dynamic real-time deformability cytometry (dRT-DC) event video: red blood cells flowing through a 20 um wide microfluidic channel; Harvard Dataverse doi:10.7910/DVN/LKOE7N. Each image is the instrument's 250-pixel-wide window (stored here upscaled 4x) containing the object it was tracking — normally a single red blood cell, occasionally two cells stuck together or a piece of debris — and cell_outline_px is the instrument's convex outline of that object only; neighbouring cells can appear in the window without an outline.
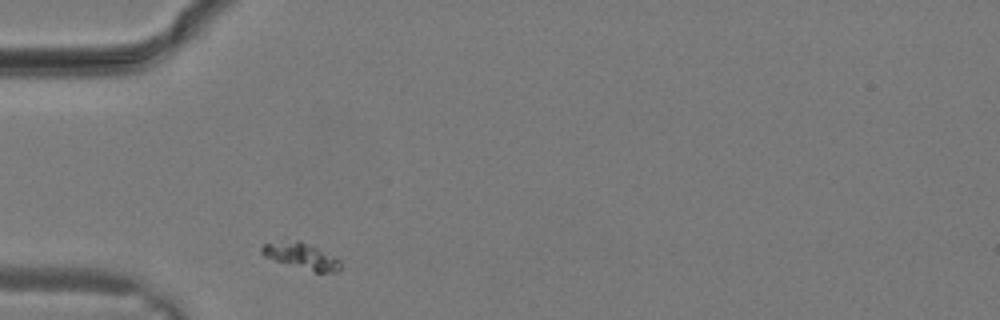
{"species": "common noctule bat (a hibernating species)", "species_latin": "Nyctalus noctula", "temperature_condition": "warm", "stored_images_in_passage": 18, "camera_frame_rate_fps": 3000, "um_per_image_px": 0.085, "animal": {"sex": "male", "body_mass_g": 19.2, "forearm_length_mm": 51.8}, "frame": {"image": 1, "passage_image": 1, "time_ms": 0.0, "image_size_px": [1000, 320], "cell_outline_px": [[340, 268], [336, 272], [316, 272], [276, 260], [264, 256], [260, 252], [260, 248], [264, 244], [296, 240], [300, 240], [340, 260]], "centroid_in_image_um": [25.6, 21.76], "position_along_channel_um": 59.4, "area_um2": 11.44}}
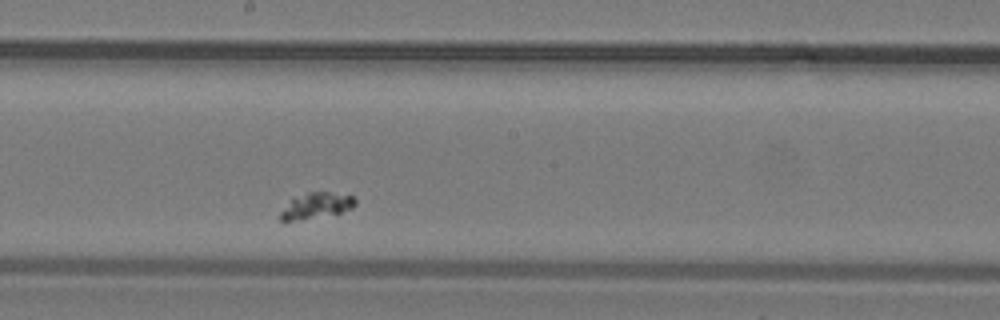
{"frame": {"image": 2, "passage_image": 9, "time_ms": 2.667, "image_size_px": [1000, 320], "cell_outline_px": [[356, 204], [352, 208], [340, 212], [284, 224], [280, 220], [280, 212], [292, 196], [308, 192], [328, 192], [352, 196], [356, 200]], "centroid_in_image_um": [26.77, 17.5], "position_along_channel_um": 221.4, "area_um2": 11.56}}
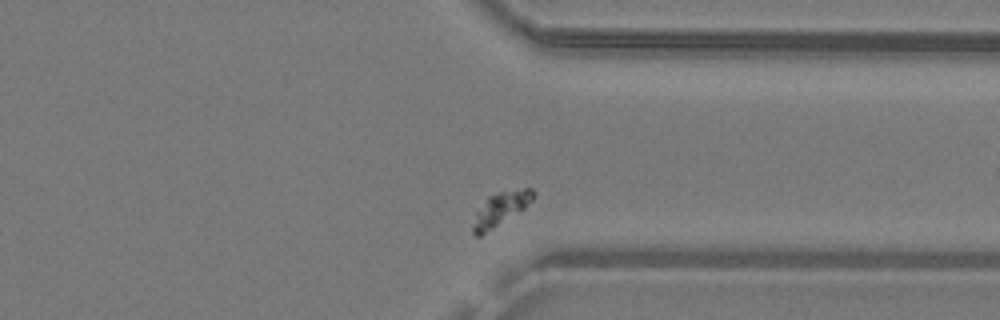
{"frame": {"image": 3, "passage_image": 16, "time_ms": 5.0, "image_size_px": [1000, 320], "cell_outline_px": [[536, 196], [524, 208], [480, 236], [476, 236], [472, 232], [472, 228], [476, 212], [488, 196], [496, 192], [524, 188], [532, 188], [536, 192]], "centroid_in_image_um": [42.56, 17.72], "position_along_channel_um": 368.8, "area_um2": 11.62}}